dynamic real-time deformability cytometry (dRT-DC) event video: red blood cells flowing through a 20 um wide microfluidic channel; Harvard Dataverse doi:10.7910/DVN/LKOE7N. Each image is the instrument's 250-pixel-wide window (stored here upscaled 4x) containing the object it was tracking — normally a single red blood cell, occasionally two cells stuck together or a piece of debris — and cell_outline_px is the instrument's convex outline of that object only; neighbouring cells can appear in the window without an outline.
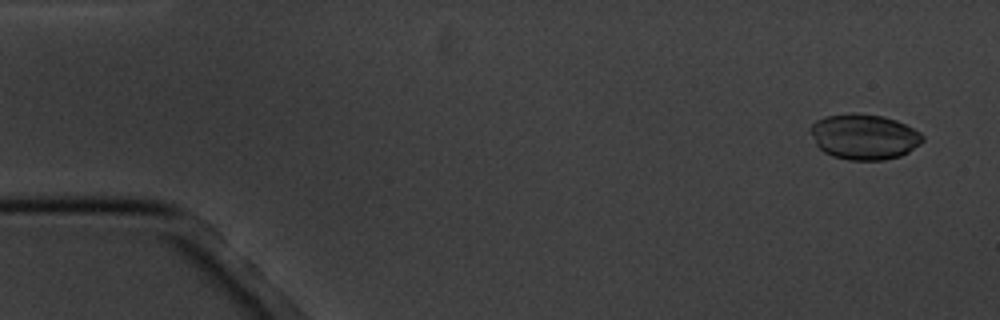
{"species": "common noctule bat (a hibernating species)", "species_latin": "Nyctalus noctula", "temperature_condition": "cold", "stored_images_in_passage": 11, "camera_frame_rate_fps": 3000, "um_per_image_px": 0.085, "animal": {"sex": "male", "body_mass_g": 20.1, "forearm_length_mm": 53.5}, "frame": {"image": 1, "passage_image": 1, "time_ms": 0.0, "image_size_px": [1000, 320], "cell_outline_px": [[924, 140], [920, 144], [908, 152], [900, 156], [884, 160], [848, 160], [832, 156], [824, 152], [816, 144], [808, 132], [808, 128], [816, 120], [824, 116], [848, 112], [856, 112], [884, 116], [896, 120], [920, 132], [924, 136]], "centroid_in_image_um": [73.41, 11.61], "position_along_channel_um": 11.6, "area_um2": 30.17}}
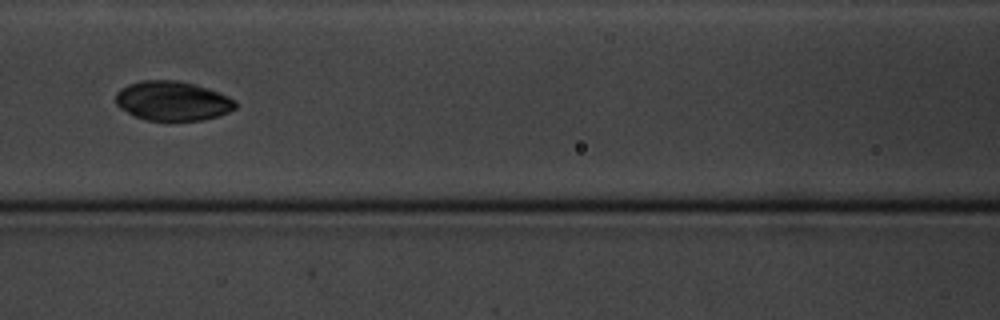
{"frame": {"image": 2, "passage_image": 7, "time_ms": 7.333, "image_size_px": [1000, 320], "cell_outline_px": [[236, 108], [220, 116], [200, 120], [148, 120], [136, 116], [120, 108], [116, 104], [116, 92], [120, 88], [128, 84], [140, 80], [176, 80], [196, 84], [220, 92], [236, 100]], "centroid_in_image_um": [14.68, 8.56], "position_along_channel_um": 151.9, "area_um2": 27.63}}
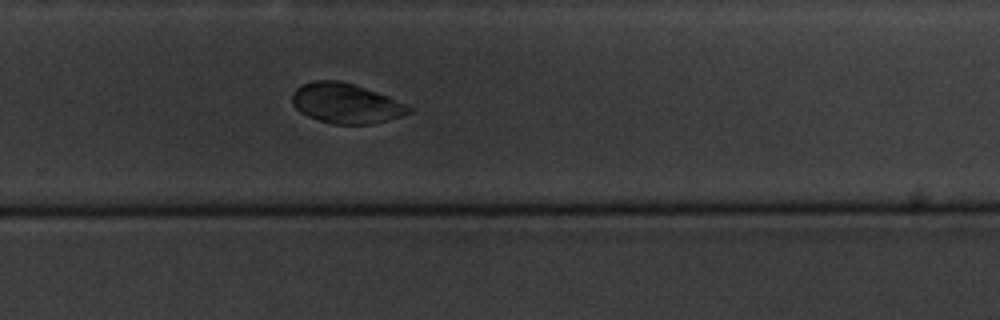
{"frame": {"image": 3, "passage_image": 11, "time_ms": 11.667, "image_size_px": [1000, 320], "cell_outline_px": [[416, 108], [412, 112], [388, 120], [372, 124], [332, 124], [308, 116], [300, 112], [292, 104], [292, 92], [296, 88], [312, 80], [340, 80], [388, 96]], "centroid_in_image_um": [29.42, 8.78], "position_along_channel_um": 300.4, "area_um2": 27.22}}